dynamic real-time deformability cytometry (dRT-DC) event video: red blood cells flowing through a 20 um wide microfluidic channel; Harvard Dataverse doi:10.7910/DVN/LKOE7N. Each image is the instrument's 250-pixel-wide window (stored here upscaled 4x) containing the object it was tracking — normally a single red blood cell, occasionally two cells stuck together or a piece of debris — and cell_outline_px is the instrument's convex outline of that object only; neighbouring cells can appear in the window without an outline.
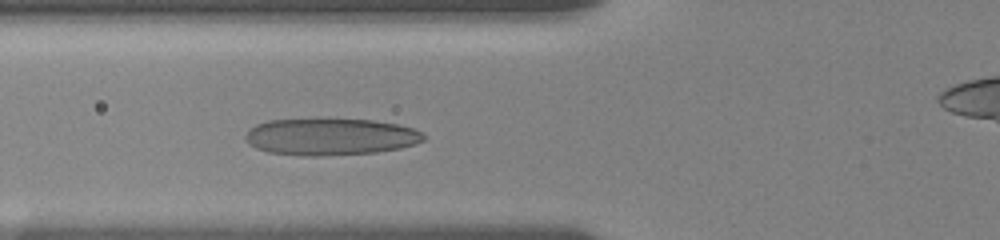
{"species": "human", "species_latin": "Homo sapiens", "temperature_condition": "room temperature", "stored_images_in_passage": 41, "camera_frame_rate_fps": 3000, "um_per_image_px": 0.085, "donor": {"sex": "female"}, "frame": {"image": 1, "passage_image": 14, "time_ms": 4.333, "image_size_px": [1000, 240], "cell_outline_px": [[424, 140], [416, 144], [400, 148], [376, 152], [320, 156], [300, 156], [268, 152], [256, 148], [244, 136], [256, 124], [268, 120], [372, 120], [396, 124], [412, 128], [420, 132], [424, 136]], "centroid_in_image_um": [28.1, 11.64], "position_along_channel_um": 97.7, "area_um2": 37.74}}
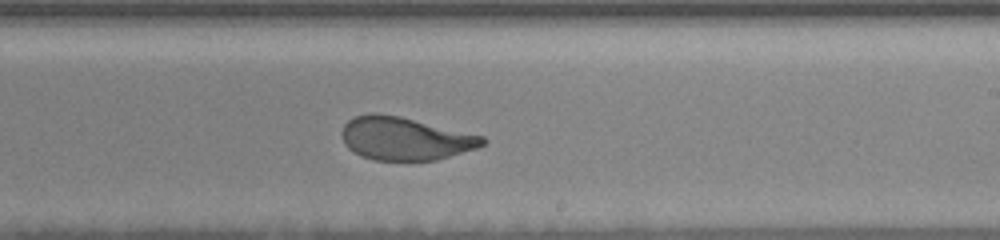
{"frame": {"image": 2, "passage_image": 27, "time_ms": 8.667, "image_size_px": [1000, 240], "cell_outline_px": [[488, 140], [484, 144], [476, 148], [436, 160], [372, 160], [360, 156], [348, 148], [344, 144], [340, 132], [344, 124], [348, 120], [356, 116], [400, 116], [484, 136]], "centroid_in_image_um": [34.44, 11.81], "position_along_channel_um": 254.6, "area_um2": 34.74}}
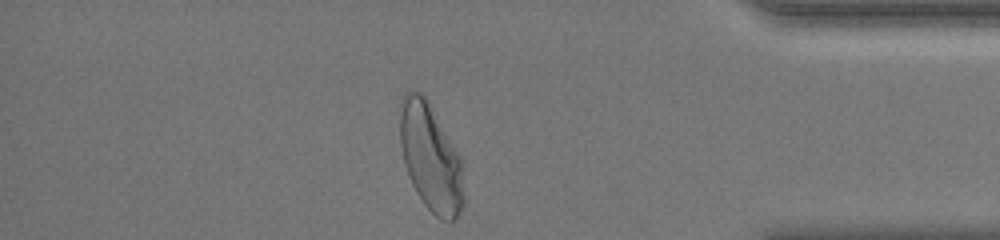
{"frame": {"image": 3, "passage_image": 41, "time_ms": 13.333, "image_size_px": [1000, 240], "cell_outline_px": [[464, 204], [460, 212], [452, 224], [440, 220], [424, 204], [416, 192], [408, 176], [404, 164], [400, 144], [400, 100], [408, 92], [420, 92], [428, 100], [460, 156], [464, 164]], "centroid_in_image_um": [36.63, 13.46], "position_along_channel_um": 398.6, "area_um2": 40.52}, "authors_computed_cell_mechanics": {"area_um2": 36.7608, "velocity_mm_per_s": 3.6184, "shape_relaxation_time_tau1_ms": 4.4784, "shape_relaxation_time_tau2_ms": null, "deformation_change_tau1": 0.1922, "deformation_change_tau2": null}}